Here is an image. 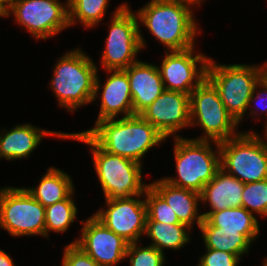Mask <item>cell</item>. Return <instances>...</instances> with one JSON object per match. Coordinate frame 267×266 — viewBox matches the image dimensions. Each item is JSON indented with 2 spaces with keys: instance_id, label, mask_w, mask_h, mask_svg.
I'll use <instances>...</instances> for the list:
<instances>
[{
  "instance_id": "cell-1",
  "label": "cell",
  "mask_w": 267,
  "mask_h": 266,
  "mask_svg": "<svg viewBox=\"0 0 267 266\" xmlns=\"http://www.w3.org/2000/svg\"><path fill=\"white\" fill-rule=\"evenodd\" d=\"M195 0H149L134 12L138 19L142 50L147 47L141 26L163 45L164 51H182L196 44L202 29L194 14Z\"/></svg>"
},
{
  "instance_id": "cell-2",
  "label": "cell",
  "mask_w": 267,
  "mask_h": 266,
  "mask_svg": "<svg viewBox=\"0 0 267 266\" xmlns=\"http://www.w3.org/2000/svg\"><path fill=\"white\" fill-rule=\"evenodd\" d=\"M80 133H87L105 151L142 165L151 149L168 141L141 115L101 120Z\"/></svg>"
},
{
  "instance_id": "cell-3",
  "label": "cell",
  "mask_w": 267,
  "mask_h": 266,
  "mask_svg": "<svg viewBox=\"0 0 267 266\" xmlns=\"http://www.w3.org/2000/svg\"><path fill=\"white\" fill-rule=\"evenodd\" d=\"M79 46L56 59L49 88L58 106L74 114L80 107L92 104L98 63Z\"/></svg>"
},
{
  "instance_id": "cell-4",
  "label": "cell",
  "mask_w": 267,
  "mask_h": 266,
  "mask_svg": "<svg viewBox=\"0 0 267 266\" xmlns=\"http://www.w3.org/2000/svg\"><path fill=\"white\" fill-rule=\"evenodd\" d=\"M66 140L83 142L89 147L92 165L104 199L144 195L149 183L143 181L142 164L102 149L87 133H67Z\"/></svg>"
},
{
  "instance_id": "cell-5",
  "label": "cell",
  "mask_w": 267,
  "mask_h": 266,
  "mask_svg": "<svg viewBox=\"0 0 267 266\" xmlns=\"http://www.w3.org/2000/svg\"><path fill=\"white\" fill-rule=\"evenodd\" d=\"M176 175L162 177L169 184L201 193L220 168L219 143L173 137Z\"/></svg>"
},
{
  "instance_id": "cell-6",
  "label": "cell",
  "mask_w": 267,
  "mask_h": 266,
  "mask_svg": "<svg viewBox=\"0 0 267 266\" xmlns=\"http://www.w3.org/2000/svg\"><path fill=\"white\" fill-rule=\"evenodd\" d=\"M263 76V64L218 63L210 57L207 79L218 90L227 111L240 126L256 83Z\"/></svg>"
},
{
  "instance_id": "cell-7",
  "label": "cell",
  "mask_w": 267,
  "mask_h": 266,
  "mask_svg": "<svg viewBox=\"0 0 267 266\" xmlns=\"http://www.w3.org/2000/svg\"><path fill=\"white\" fill-rule=\"evenodd\" d=\"M220 168L244 184L267 179V140L250 130L219 143Z\"/></svg>"
},
{
  "instance_id": "cell-8",
  "label": "cell",
  "mask_w": 267,
  "mask_h": 266,
  "mask_svg": "<svg viewBox=\"0 0 267 266\" xmlns=\"http://www.w3.org/2000/svg\"><path fill=\"white\" fill-rule=\"evenodd\" d=\"M105 37V46L101 50L100 69L125 70L138 62L142 52L137 16L128 2L120 3L110 15Z\"/></svg>"
},
{
  "instance_id": "cell-9",
  "label": "cell",
  "mask_w": 267,
  "mask_h": 266,
  "mask_svg": "<svg viewBox=\"0 0 267 266\" xmlns=\"http://www.w3.org/2000/svg\"><path fill=\"white\" fill-rule=\"evenodd\" d=\"M190 128L198 127L203 132L195 140L217 143L239 135V123L227 111L218 90L206 78L190 94Z\"/></svg>"
},
{
  "instance_id": "cell-10",
  "label": "cell",
  "mask_w": 267,
  "mask_h": 266,
  "mask_svg": "<svg viewBox=\"0 0 267 266\" xmlns=\"http://www.w3.org/2000/svg\"><path fill=\"white\" fill-rule=\"evenodd\" d=\"M0 229L12 238H45V207L24 187H1Z\"/></svg>"
},
{
  "instance_id": "cell-11",
  "label": "cell",
  "mask_w": 267,
  "mask_h": 266,
  "mask_svg": "<svg viewBox=\"0 0 267 266\" xmlns=\"http://www.w3.org/2000/svg\"><path fill=\"white\" fill-rule=\"evenodd\" d=\"M37 39L47 40L69 26L68 0H17L8 8V18Z\"/></svg>"
},
{
  "instance_id": "cell-12",
  "label": "cell",
  "mask_w": 267,
  "mask_h": 266,
  "mask_svg": "<svg viewBox=\"0 0 267 266\" xmlns=\"http://www.w3.org/2000/svg\"><path fill=\"white\" fill-rule=\"evenodd\" d=\"M195 46L182 51H165L160 65L157 64L165 90L191 92L207 78L210 56Z\"/></svg>"
},
{
  "instance_id": "cell-13",
  "label": "cell",
  "mask_w": 267,
  "mask_h": 266,
  "mask_svg": "<svg viewBox=\"0 0 267 266\" xmlns=\"http://www.w3.org/2000/svg\"><path fill=\"white\" fill-rule=\"evenodd\" d=\"M104 200L105 206L93 215L129 244L142 241L147 218L144 195Z\"/></svg>"
},
{
  "instance_id": "cell-14",
  "label": "cell",
  "mask_w": 267,
  "mask_h": 266,
  "mask_svg": "<svg viewBox=\"0 0 267 266\" xmlns=\"http://www.w3.org/2000/svg\"><path fill=\"white\" fill-rule=\"evenodd\" d=\"M80 236L72 241L101 266H117L125 260L128 242L107 228L93 214L79 220Z\"/></svg>"
},
{
  "instance_id": "cell-15",
  "label": "cell",
  "mask_w": 267,
  "mask_h": 266,
  "mask_svg": "<svg viewBox=\"0 0 267 266\" xmlns=\"http://www.w3.org/2000/svg\"><path fill=\"white\" fill-rule=\"evenodd\" d=\"M189 104V94L164 90L140 115L166 139L182 137L179 131L190 128Z\"/></svg>"
},
{
  "instance_id": "cell-16",
  "label": "cell",
  "mask_w": 267,
  "mask_h": 266,
  "mask_svg": "<svg viewBox=\"0 0 267 266\" xmlns=\"http://www.w3.org/2000/svg\"><path fill=\"white\" fill-rule=\"evenodd\" d=\"M105 81L97 72L92 104L99 100V113L93 126L106 119L123 118L133 115L132 94L127 73L124 70H106ZM99 98V99H98Z\"/></svg>"
},
{
  "instance_id": "cell-17",
  "label": "cell",
  "mask_w": 267,
  "mask_h": 266,
  "mask_svg": "<svg viewBox=\"0 0 267 266\" xmlns=\"http://www.w3.org/2000/svg\"><path fill=\"white\" fill-rule=\"evenodd\" d=\"M0 130V160L7 162L29 159L42 143L43 138L54 137L66 140L67 133L42 129L31 123L16 124L12 128Z\"/></svg>"
},
{
  "instance_id": "cell-18",
  "label": "cell",
  "mask_w": 267,
  "mask_h": 266,
  "mask_svg": "<svg viewBox=\"0 0 267 266\" xmlns=\"http://www.w3.org/2000/svg\"><path fill=\"white\" fill-rule=\"evenodd\" d=\"M130 82L133 115H140L165 90L157 64L138 62L124 70Z\"/></svg>"
},
{
  "instance_id": "cell-19",
  "label": "cell",
  "mask_w": 267,
  "mask_h": 266,
  "mask_svg": "<svg viewBox=\"0 0 267 266\" xmlns=\"http://www.w3.org/2000/svg\"><path fill=\"white\" fill-rule=\"evenodd\" d=\"M243 189V182L219 168L200 193L201 205L210 208L202 212L203 218L211 212L242 206Z\"/></svg>"
},
{
  "instance_id": "cell-20",
  "label": "cell",
  "mask_w": 267,
  "mask_h": 266,
  "mask_svg": "<svg viewBox=\"0 0 267 266\" xmlns=\"http://www.w3.org/2000/svg\"><path fill=\"white\" fill-rule=\"evenodd\" d=\"M149 185L168 203L180 223L191 229L197 225L199 229L203 222L201 208L199 207L201 204L199 193L173 186L162 177L149 182Z\"/></svg>"
},
{
  "instance_id": "cell-21",
  "label": "cell",
  "mask_w": 267,
  "mask_h": 266,
  "mask_svg": "<svg viewBox=\"0 0 267 266\" xmlns=\"http://www.w3.org/2000/svg\"><path fill=\"white\" fill-rule=\"evenodd\" d=\"M74 185L69 173L51 165L36 186L24 188L44 207H48L67 199L76 191Z\"/></svg>"
},
{
  "instance_id": "cell-22",
  "label": "cell",
  "mask_w": 267,
  "mask_h": 266,
  "mask_svg": "<svg viewBox=\"0 0 267 266\" xmlns=\"http://www.w3.org/2000/svg\"><path fill=\"white\" fill-rule=\"evenodd\" d=\"M205 219L222 231H239L252 244L259 238L262 228L259 219L242 206L211 212Z\"/></svg>"
},
{
  "instance_id": "cell-23",
  "label": "cell",
  "mask_w": 267,
  "mask_h": 266,
  "mask_svg": "<svg viewBox=\"0 0 267 266\" xmlns=\"http://www.w3.org/2000/svg\"><path fill=\"white\" fill-rule=\"evenodd\" d=\"M200 237L204 248L215 249L235 254L243 259L249 256L252 243L239 231H222L212 226L205 218L199 226Z\"/></svg>"
},
{
  "instance_id": "cell-24",
  "label": "cell",
  "mask_w": 267,
  "mask_h": 266,
  "mask_svg": "<svg viewBox=\"0 0 267 266\" xmlns=\"http://www.w3.org/2000/svg\"><path fill=\"white\" fill-rule=\"evenodd\" d=\"M192 229L185 224H166L157 221H146L144 237L163 254L166 249L179 251L192 240ZM191 233V234H190ZM165 252V253H164Z\"/></svg>"
},
{
  "instance_id": "cell-25",
  "label": "cell",
  "mask_w": 267,
  "mask_h": 266,
  "mask_svg": "<svg viewBox=\"0 0 267 266\" xmlns=\"http://www.w3.org/2000/svg\"><path fill=\"white\" fill-rule=\"evenodd\" d=\"M109 0H68L69 26L93 29L104 21Z\"/></svg>"
},
{
  "instance_id": "cell-26",
  "label": "cell",
  "mask_w": 267,
  "mask_h": 266,
  "mask_svg": "<svg viewBox=\"0 0 267 266\" xmlns=\"http://www.w3.org/2000/svg\"><path fill=\"white\" fill-rule=\"evenodd\" d=\"M74 191L67 199L45 207V238L49 240L50 233L63 234L68 231L78 217V208L74 199Z\"/></svg>"
},
{
  "instance_id": "cell-27",
  "label": "cell",
  "mask_w": 267,
  "mask_h": 266,
  "mask_svg": "<svg viewBox=\"0 0 267 266\" xmlns=\"http://www.w3.org/2000/svg\"><path fill=\"white\" fill-rule=\"evenodd\" d=\"M242 207L257 218L258 216L262 219L267 218V179L244 184Z\"/></svg>"
},
{
  "instance_id": "cell-28",
  "label": "cell",
  "mask_w": 267,
  "mask_h": 266,
  "mask_svg": "<svg viewBox=\"0 0 267 266\" xmlns=\"http://www.w3.org/2000/svg\"><path fill=\"white\" fill-rule=\"evenodd\" d=\"M142 244V241L128 244L125 260L129 261V266H165L167 264L166 254L152 245Z\"/></svg>"
},
{
  "instance_id": "cell-29",
  "label": "cell",
  "mask_w": 267,
  "mask_h": 266,
  "mask_svg": "<svg viewBox=\"0 0 267 266\" xmlns=\"http://www.w3.org/2000/svg\"><path fill=\"white\" fill-rule=\"evenodd\" d=\"M147 206L146 221L182 224L168 203L149 185L144 193Z\"/></svg>"
},
{
  "instance_id": "cell-30",
  "label": "cell",
  "mask_w": 267,
  "mask_h": 266,
  "mask_svg": "<svg viewBox=\"0 0 267 266\" xmlns=\"http://www.w3.org/2000/svg\"><path fill=\"white\" fill-rule=\"evenodd\" d=\"M261 103L264 105L261 106ZM244 117H251V119L255 118L257 121L259 120V117H262L264 118L263 121L266 119L263 126L264 128L267 127V78L264 75L254 86L252 96L249 100L248 109Z\"/></svg>"
},
{
  "instance_id": "cell-31",
  "label": "cell",
  "mask_w": 267,
  "mask_h": 266,
  "mask_svg": "<svg viewBox=\"0 0 267 266\" xmlns=\"http://www.w3.org/2000/svg\"><path fill=\"white\" fill-rule=\"evenodd\" d=\"M205 252L198 257L196 266H238L242 258L225 251L205 248Z\"/></svg>"
},
{
  "instance_id": "cell-32",
  "label": "cell",
  "mask_w": 267,
  "mask_h": 266,
  "mask_svg": "<svg viewBox=\"0 0 267 266\" xmlns=\"http://www.w3.org/2000/svg\"><path fill=\"white\" fill-rule=\"evenodd\" d=\"M61 264L63 266H101L72 242L64 246Z\"/></svg>"
},
{
  "instance_id": "cell-33",
  "label": "cell",
  "mask_w": 267,
  "mask_h": 266,
  "mask_svg": "<svg viewBox=\"0 0 267 266\" xmlns=\"http://www.w3.org/2000/svg\"><path fill=\"white\" fill-rule=\"evenodd\" d=\"M0 266H16L14 259L4 249H0Z\"/></svg>"
},
{
  "instance_id": "cell-34",
  "label": "cell",
  "mask_w": 267,
  "mask_h": 266,
  "mask_svg": "<svg viewBox=\"0 0 267 266\" xmlns=\"http://www.w3.org/2000/svg\"><path fill=\"white\" fill-rule=\"evenodd\" d=\"M0 18H8V9L0 1Z\"/></svg>"
},
{
  "instance_id": "cell-35",
  "label": "cell",
  "mask_w": 267,
  "mask_h": 266,
  "mask_svg": "<svg viewBox=\"0 0 267 266\" xmlns=\"http://www.w3.org/2000/svg\"><path fill=\"white\" fill-rule=\"evenodd\" d=\"M0 1L8 9L17 0H0Z\"/></svg>"
},
{
  "instance_id": "cell-36",
  "label": "cell",
  "mask_w": 267,
  "mask_h": 266,
  "mask_svg": "<svg viewBox=\"0 0 267 266\" xmlns=\"http://www.w3.org/2000/svg\"><path fill=\"white\" fill-rule=\"evenodd\" d=\"M263 64V75L267 78V60Z\"/></svg>"
},
{
  "instance_id": "cell-37",
  "label": "cell",
  "mask_w": 267,
  "mask_h": 266,
  "mask_svg": "<svg viewBox=\"0 0 267 266\" xmlns=\"http://www.w3.org/2000/svg\"><path fill=\"white\" fill-rule=\"evenodd\" d=\"M262 266H267V256L263 258Z\"/></svg>"
},
{
  "instance_id": "cell-38",
  "label": "cell",
  "mask_w": 267,
  "mask_h": 266,
  "mask_svg": "<svg viewBox=\"0 0 267 266\" xmlns=\"http://www.w3.org/2000/svg\"><path fill=\"white\" fill-rule=\"evenodd\" d=\"M262 130L264 131L263 135L265 136V138L267 140V127L263 128Z\"/></svg>"
},
{
  "instance_id": "cell-39",
  "label": "cell",
  "mask_w": 267,
  "mask_h": 266,
  "mask_svg": "<svg viewBox=\"0 0 267 266\" xmlns=\"http://www.w3.org/2000/svg\"><path fill=\"white\" fill-rule=\"evenodd\" d=\"M200 6H202V4H204V1L206 0H195Z\"/></svg>"
}]
</instances>
